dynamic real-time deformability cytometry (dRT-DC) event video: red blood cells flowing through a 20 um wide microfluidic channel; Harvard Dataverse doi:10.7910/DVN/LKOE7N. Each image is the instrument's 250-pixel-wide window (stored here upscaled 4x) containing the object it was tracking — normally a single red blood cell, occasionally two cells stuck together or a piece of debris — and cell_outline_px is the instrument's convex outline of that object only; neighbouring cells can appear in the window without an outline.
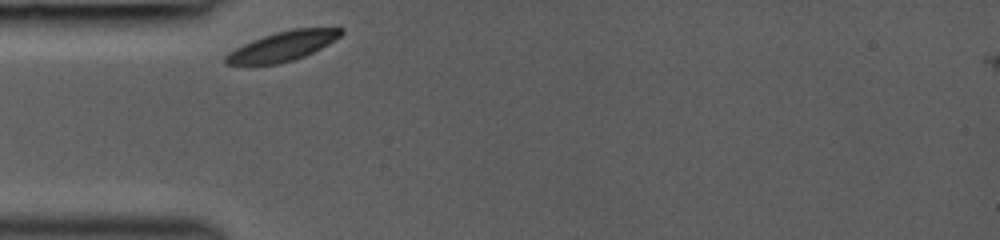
{"species": "common noctule bat (a hibernating species)", "species_latin": "Nyctalus noctula", "temperature_condition": "room temperature", "stored_images_in_passage": 22, "camera_frame_rate_fps": 3000, "um_per_image_px": 0.085, "animal": {"sex": "female", "body_mass_g": 19.0, "forearm_length_mm": 53.3}, "frame": {"image": 1, "passage_image": 1, "time_ms": 0.0, "image_size_px": [1000, 240], "cell_outline_px": [[344, 32], [340, 36], [328, 44], [304, 56], [280, 64], [224, 64], [224, 56], [228, 52], [252, 40], [276, 32], [292, 28], [344, 28]], "centroid_in_image_um": [24.01, 3.92], "position_along_channel_um": 61.0, "area_um2": 19.65}}
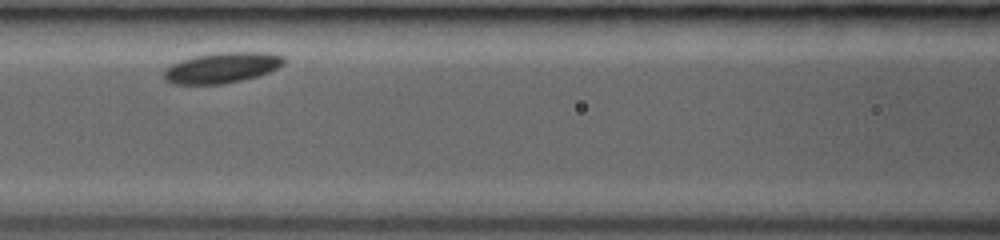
{"frame": {"image": 2, "passage_image": 7, "time_ms": 2.333, "image_size_px": [1000, 240], "cell_outline_px": [[284, 64], [268, 72], [256, 76], [224, 84], [172, 84], [164, 80], [164, 68], [180, 60], [196, 56], [216, 52], [268, 52], [284, 56]], "centroid_in_image_um": [18.84, 5.75], "position_along_channel_um": 147.8, "area_um2": 21.39}}
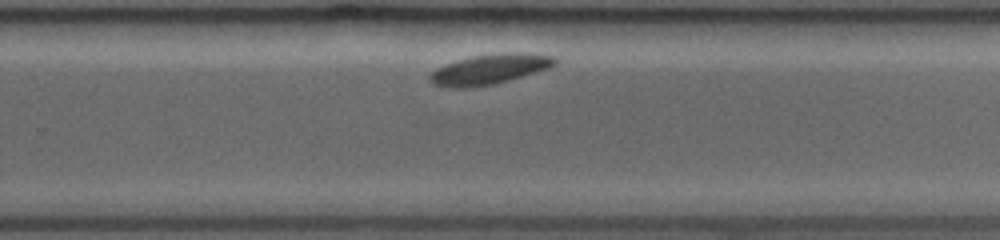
{"frame": {"image": 3, "passage_image": 21, "time_ms": 6.0, "image_size_px": [1000, 240], "cell_outline_px": [[560, 60], [556, 64], [548, 68], [508, 80], [492, 84], [460, 88], [448, 88], [432, 84], [428, 80], [428, 76], [436, 68], [444, 64], [456, 60], [472, 56], [500, 52], [524, 52], [556, 56]], "centroid_in_image_um": [41.61, 5.86], "position_along_channel_um": 288.2, "area_um2": 22.14}}